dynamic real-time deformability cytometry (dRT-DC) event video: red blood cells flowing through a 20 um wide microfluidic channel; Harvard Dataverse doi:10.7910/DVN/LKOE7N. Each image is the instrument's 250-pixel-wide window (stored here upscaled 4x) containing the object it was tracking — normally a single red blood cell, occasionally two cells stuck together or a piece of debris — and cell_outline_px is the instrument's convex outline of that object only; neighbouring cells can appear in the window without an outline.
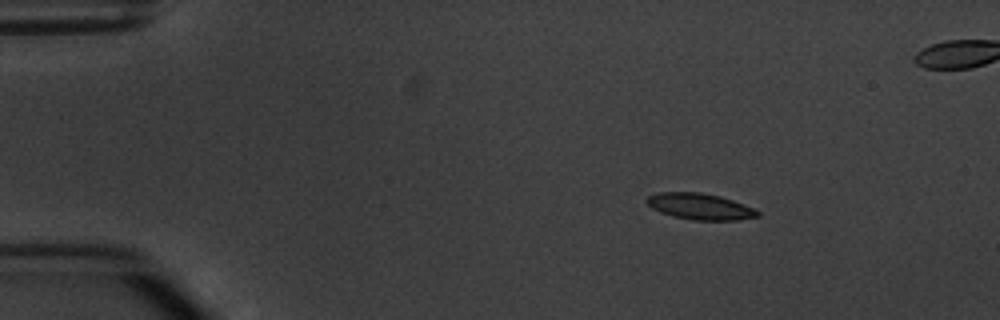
{"species": "common noctule bat (a hibernating species)", "species_latin": "Nyctalus noctula", "temperature_condition": "warm", "stored_images_in_passage": 5, "camera_frame_rate_fps": 3000, "um_per_image_px": 0.085, "animal": {"sex": "male", "body_mass_g": 20.1, "forearm_length_mm": 53.5}, "frame": {"image": 1, "passage_image": 2, "time_ms": 1.333, "image_size_px": [1000, 320], "cell_outline_px": [[760, 216], [736, 220], [692, 220], [672, 216], [660, 212], [652, 208], [644, 200], [648, 196], [660, 192], [700, 192], [720, 196], [732, 200], [752, 208], [760, 212]], "centroid_in_image_um": [59.47, 17.55], "position_along_channel_um": 25.5, "area_um2": 16.88}}